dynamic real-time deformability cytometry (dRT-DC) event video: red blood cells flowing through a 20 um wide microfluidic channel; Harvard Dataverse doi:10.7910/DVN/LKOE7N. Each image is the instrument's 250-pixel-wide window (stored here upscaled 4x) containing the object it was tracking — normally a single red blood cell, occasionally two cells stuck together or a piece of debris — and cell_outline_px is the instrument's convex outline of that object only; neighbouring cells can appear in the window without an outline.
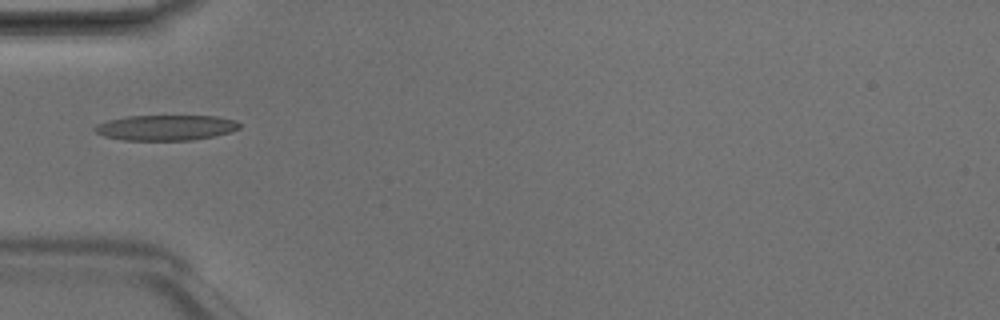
{"species": "Egyptian fruit bat (a non-hibernating species)", "species_latin": "Rousettus aegyptiacus", "temperature_condition": "room temperature", "stored_images_in_passage": 4, "camera_frame_rate_fps": 3000, "um_per_image_px": 0.085, "animal": {"sex": "male"}, "frame": {"image": 1, "passage_image": 4, "time_ms": 1.0, "image_size_px": [1000, 320], "cell_outline_px": [[240, 128], [228, 132], [212, 136], [192, 140], [124, 140], [104, 136], [96, 132], [92, 128], [96, 124], [108, 120], [128, 116], [216, 116], [236, 120], [240, 124]], "centroid_in_image_um": [14.07, 10.84], "position_along_channel_um": 70.9, "area_um2": 21.33}}